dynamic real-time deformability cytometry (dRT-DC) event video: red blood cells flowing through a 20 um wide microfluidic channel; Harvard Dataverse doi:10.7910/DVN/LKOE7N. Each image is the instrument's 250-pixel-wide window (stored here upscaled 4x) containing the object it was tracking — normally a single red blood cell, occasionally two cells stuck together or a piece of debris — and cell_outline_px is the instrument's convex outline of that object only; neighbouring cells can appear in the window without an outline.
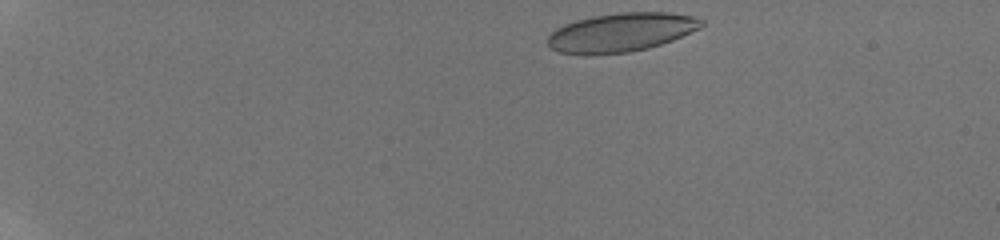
{"species": "human", "species_latin": "Homo sapiens", "temperature_condition": "room temperature", "stored_images_in_passage": 37, "camera_frame_rate_fps": 3000, "um_per_image_px": 0.085, "donor": {"sex": "male"}, "frame": {"image": 1, "passage_image": 1, "time_ms": 0.0, "image_size_px": [1000, 240], "cell_outline_px": [[704, 24], [700, 28], [672, 40], [648, 48], [628, 52], [584, 56], [560, 52], [552, 48], [548, 44], [548, 36], [556, 28], [564, 24], [576, 20], [592, 16], [620, 12], [668, 12], [692, 16], [704, 20]], "centroid_in_image_um": [52.77, 2.75], "position_along_channel_um": 32.2, "area_um2": 34.91}}
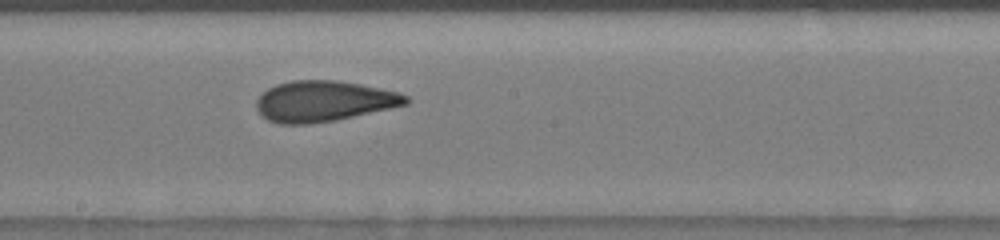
{"frame": {"image": 2, "passage_image": 20, "time_ms": 7.667, "image_size_px": [1000, 240], "cell_outline_px": [[408, 104], [336, 120], [308, 124], [280, 124], [268, 120], [260, 116], [256, 108], [256, 100], [268, 88], [276, 84], [292, 80], [336, 80], [360, 84], [400, 92], [408, 96]], "centroid_in_image_um": [27.5, 8.6], "position_along_channel_um": 220.7, "area_um2": 35.55}}
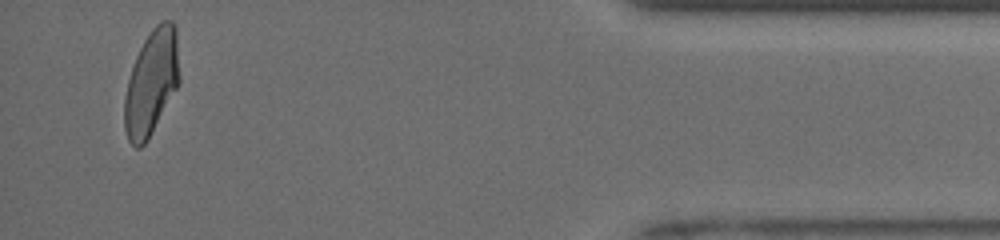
{"frame": {"image": 3, "passage_image": 36, "time_ms": 14.0, "image_size_px": [1000, 240], "cell_outline_px": [[180, 84], [148, 140], [140, 148], [136, 148], [128, 140], [124, 128], [124, 100], [128, 80], [136, 56], [144, 40], [152, 28], [160, 20], [172, 20], [176, 24], [180, 76]], "centroid_in_image_um": [12.9, 7.01], "position_along_channel_um": 422.3, "area_um2": 34.22}, "authors_computed_cell_mechanics": {"area_um2": 34.8534, "velocity_mm_per_s": 3.951, "shape_relaxation_time_tau1_ms": 11.0274, "shape_relaxation_time_tau2_ms": 0.8899, "deformation_change_tau1": 0.2632, "deformation_change_tau2": 0.0583}}